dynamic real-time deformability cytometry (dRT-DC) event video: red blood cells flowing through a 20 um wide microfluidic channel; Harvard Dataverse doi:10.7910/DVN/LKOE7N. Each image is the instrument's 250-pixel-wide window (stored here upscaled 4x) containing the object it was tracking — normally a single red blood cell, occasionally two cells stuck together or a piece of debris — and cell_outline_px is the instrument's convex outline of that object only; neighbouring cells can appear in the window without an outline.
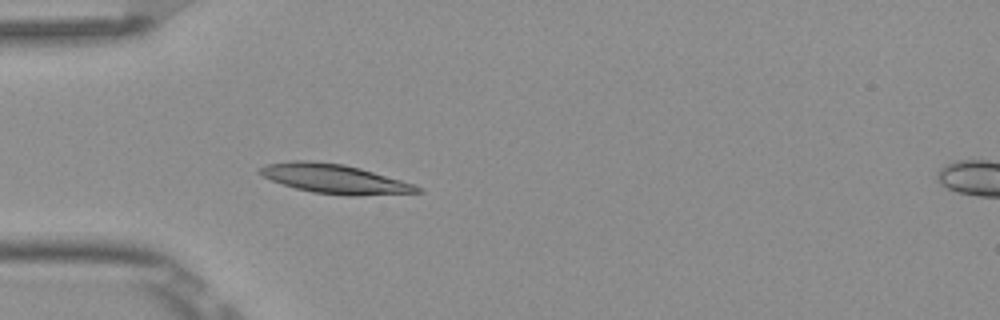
{"species": "Egyptian fruit bat (a non-hibernating species)", "species_latin": "Rousettus aegyptiacus", "temperature_condition": "room temperature", "stored_images_in_passage": 5, "camera_frame_rate_fps": 3000, "um_per_image_px": 0.085, "frame": {"image": 1, "passage_image": 4, "time_ms": 1.0, "image_size_px": [1000, 320], "cell_outline_px": [[424, 192], [356, 196], [348, 196], [312, 192], [296, 188], [272, 180], [256, 172], [260, 168], [268, 164], [292, 160], [312, 160], [344, 164], [360, 168], [400, 180], [412, 184], [420, 188]], "centroid_in_image_um": [28.43, 15.2], "position_along_channel_um": 56.6, "area_um2": 26.65}}